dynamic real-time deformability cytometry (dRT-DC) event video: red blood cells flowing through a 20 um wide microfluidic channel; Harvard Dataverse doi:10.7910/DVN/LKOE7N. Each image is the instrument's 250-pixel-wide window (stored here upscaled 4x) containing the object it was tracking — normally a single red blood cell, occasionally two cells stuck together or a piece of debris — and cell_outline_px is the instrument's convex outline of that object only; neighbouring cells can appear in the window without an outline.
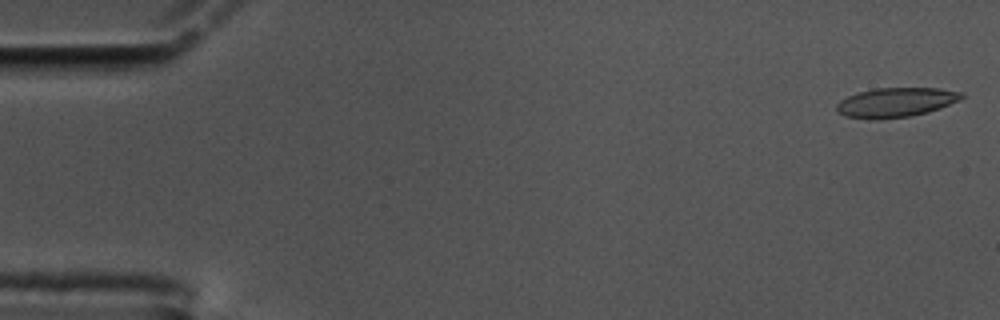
{"species": "common noctule bat (a hibernating species)", "species_latin": "Nyctalus noctula", "temperature_condition": "cold", "stored_images_in_passage": 57, "camera_frame_rate_fps": 3000, "um_per_image_px": 0.085, "animal": {"sex": "male", "body_mass_g": 17.5, "forearm_length_mm": 52.3}, "frame": {"image": 1, "passage_image": 1, "time_ms": 0.0, "image_size_px": [1000, 320], "cell_outline_px": [[964, 96], [960, 100], [940, 108], [928, 112], [912, 116], [880, 120], [872, 120], [844, 116], [836, 108], [836, 104], [840, 100], [848, 96], [860, 92], [876, 88], [936, 88], [964, 92]], "centroid_in_image_um": [76.16, 8.71], "position_along_channel_um": 8.8, "area_um2": 21.62}}
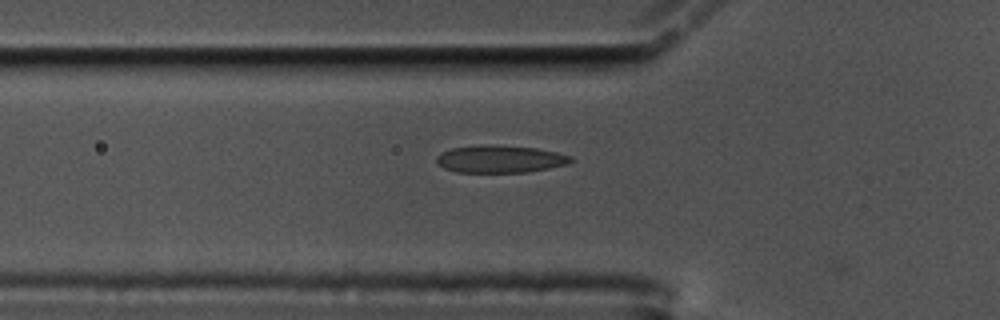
{"frame": {"image": 2, "passage_image": 19, "time_ms": 6.0, "image_size_px": [1000, 320], "cell_outline_px": [[572, 160], [568, 164], [528, 172], [456, 172], [444, 168], [436, 164], [436, 156], [440, 152], [452, 148], [484, 144], [492, 144], [536, 148], [556, 152], [572, 156]], "centroid_in_image_um": [42.47, 13.51], "position_along_channel_um": 83.3, "area_um2": 21.62}}
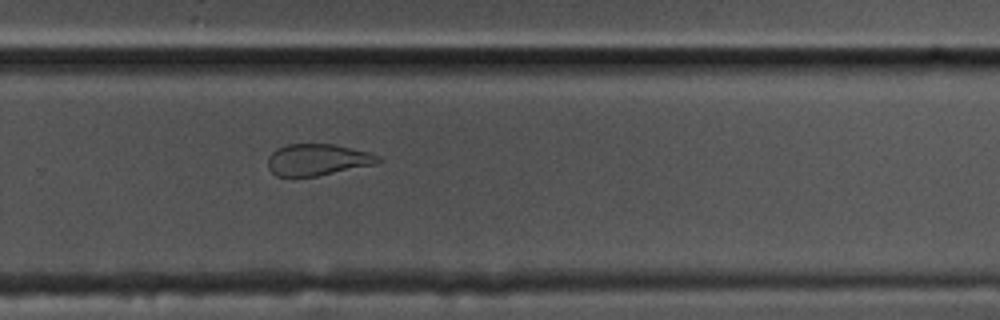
{"frame": {"image": 3, "passage_image": 38, "time_ms": 12.333, "image_size_px": [1000, 320], "cell_outline_px": [[384, 160], [376, 164], [316, 176], [276, 176], [268, 168], [268, 156], [276, 148], [288, 144], [332, 144], [368, 152], [380, 156]], "centroid_in_image_um": [26.99, 13.57], "position_along_channel_um": 302.8, "area_um2": 20.23}, "authors_computed_cell_mechanics": {"area_um2": 21.8484, "velocity_mm_per_s": 3.4651, "shape_relaxation_time_tau1_ms": null, "shape_relaxation_time_tau2_ms": 1.7073, "deformation_change_tau1": null, "deformation_change_tau2": 0.0969}}